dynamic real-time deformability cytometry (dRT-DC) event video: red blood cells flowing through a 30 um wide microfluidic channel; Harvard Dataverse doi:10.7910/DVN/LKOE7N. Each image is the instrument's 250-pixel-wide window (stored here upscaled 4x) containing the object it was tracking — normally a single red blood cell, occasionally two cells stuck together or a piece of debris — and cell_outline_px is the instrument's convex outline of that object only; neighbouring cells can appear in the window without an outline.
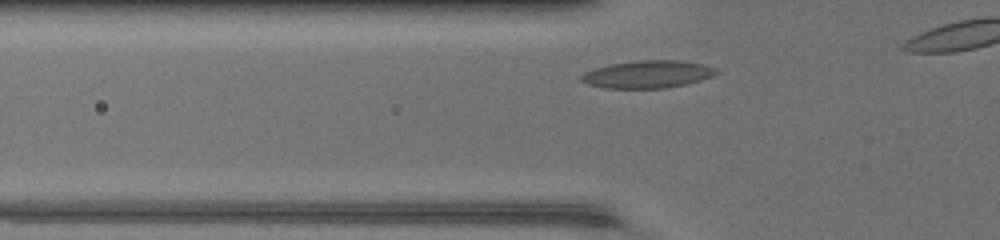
{"species": "common noctule bat (a hibernating species)", "species_latin": "Nyctalus noctula", "temperature_condition": "warm", "stored_images_in_passage": 21, "camera_frame_rate_fps": 3000, "um_per_image_px": 0.085, "animal": {"sex": "female", "body_mass_g": 17.0, "forearm_length_mm": 48.0}, "frame": {"image": 1, "passage_image": 4, "time_ms": 1.0, "image_size_px": [1000, 240], "cell_outline_px": [[720, 72], [712, 76], [688, 84], [664, 88], [604, 88], [588, 84], [580, 80], [580, 76], [584, 72], [596, 68], [612, 64], [640, 60], [680, 60], [704, 64], [716, 68]], "centroid_in_image_um": [55.08, 6.31], "position_along_channel_um": 70.7, "area_um2": 21.68}}
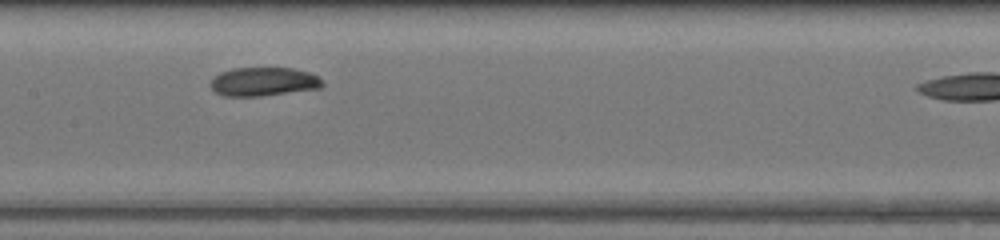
{"frame": {"image": 2, "passage_image": 12, "time_ms": 3.667, "image_size_px": [1000, 240], "cell_outline_px": [[324, 84], [320, 88], [260, 96], [224, 96], [216, 92], [212, 88], [212, 80], [220, 72], [232, 68], [296, 68], [308, 72], [324, 80]], "centroid_in_image_um": [22.43, 6.93], "position_along_channel_um": 185.0, "area_um2": 18.61}}
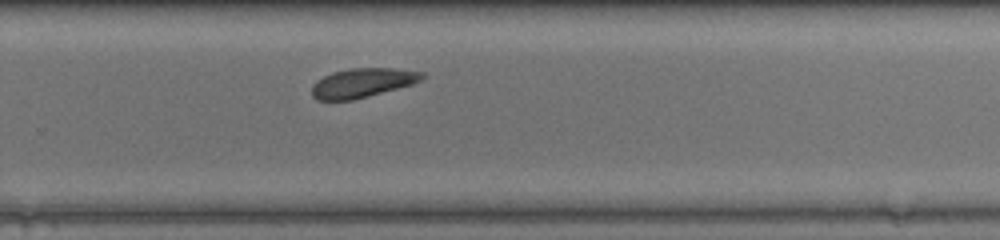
{"frame": {"image": 3, "passage_image": 20, "time_ms": 6.333, "image_size_px": [1000, 240], "cell_outline_px": [[424, 76], [420, 80], [412, 84], [368, 96], [352, 100], [316, 100], [312, 96], [312, 84], [316, 80], [332, 72], [352, 68], [396, 68], [424, 72]], "centroid_in_image_um": [30.78, 7.04], "position_along_channel_um": 299.0, "area_um2": 18.73}}